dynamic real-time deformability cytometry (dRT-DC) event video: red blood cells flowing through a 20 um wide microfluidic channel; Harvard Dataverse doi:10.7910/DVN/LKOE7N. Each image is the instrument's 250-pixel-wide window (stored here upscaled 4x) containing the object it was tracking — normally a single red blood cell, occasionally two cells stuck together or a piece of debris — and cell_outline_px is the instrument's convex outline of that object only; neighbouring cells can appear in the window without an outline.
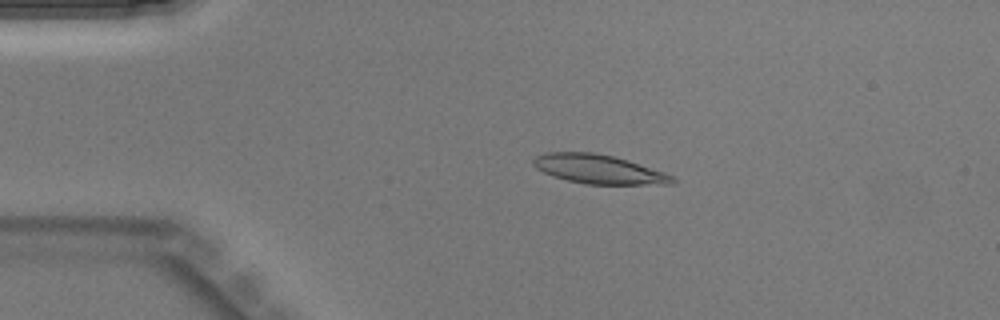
{"species": "Egyptian fruit bat (a non-hibernating species)", "species_latin": "Rousettus aegyptiacus", "temperature_condition": "warm", "stored_images_in_passage": 44, "camera_frame_rate_fps": 3000, "um_per_image_px": 0.085, "animal": {"sex": "male"}, "frame": {"image": 1, "passage_image": 9, "time_ms": 2.667, "image_size_px": [1000, 320], "cell_outline_px": [[676, 184], [584, 184], [552, 176], [536, 168], [532, 164], [532, 160], [536, 156], [544, 152], [592, 152], [612, 156], [628, 160], [664, 172], [672, 176], [676, 180]], "centroid_in_image_um": [50.87, 14.38], "position_along_channel_um": 34.1, "area_um2": 23.52}}
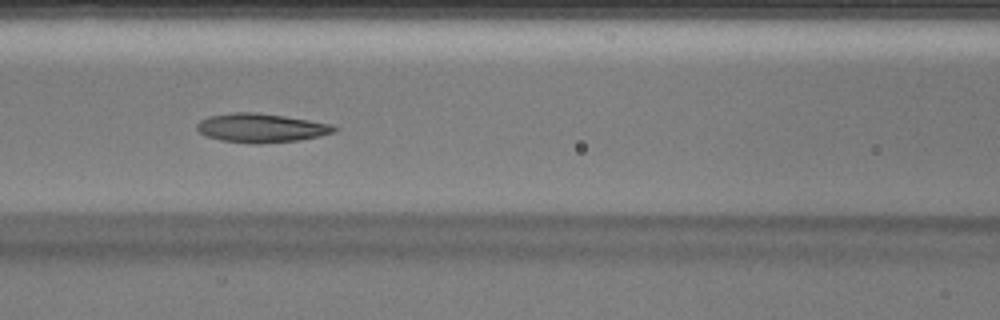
{"frame": {"image": 2, "passage_image": 19, "time_ms": 6.0, "image_size_px": [1000, 320], "cell_outline_px": [[336, 132], [320, 136], [296, 140], [260, 144], [256, 144], [220, 140], [208, 136], [200, 132], [196, 128], [196, 124], [200, 120], [208, 116], [236, 112], [256, 112], [284, 116], [332, 124], [336, 128]], "centroid_in_image_um": [22.18, 10.87], "position_along_channel_um": 144.4, "area_um2": 23.0}}
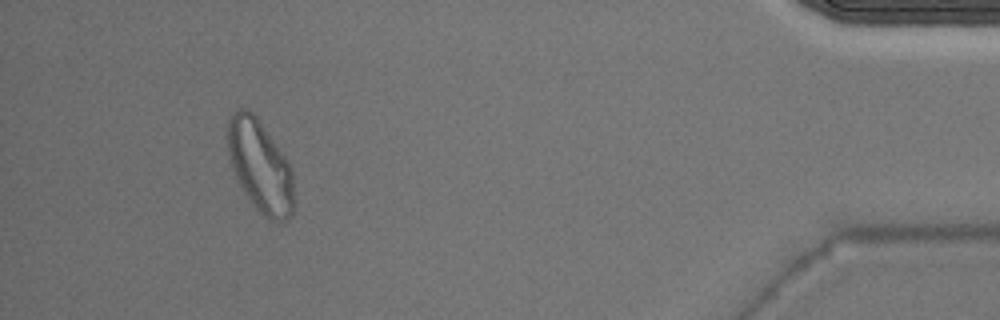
{"frame": {"image": 3, "passage_image": 41, "time_ms": 13.333, "image_size_px": [1000, 320], "cell_outline_px": [[292, 216], [288, 220], [280, 224], [276, 224], [268, 220], [256, 208], [244, 192], [232, 168], [228, 152], [228, 116], [232, 112], [240, 108], [244, 108], [252, 112], [256, 116], [284, 156], [292, 168]], "centroid_in_image_um": [22.1, 14.15], "position_along_channel_um": 413.1, "area_um2": 35.26}}